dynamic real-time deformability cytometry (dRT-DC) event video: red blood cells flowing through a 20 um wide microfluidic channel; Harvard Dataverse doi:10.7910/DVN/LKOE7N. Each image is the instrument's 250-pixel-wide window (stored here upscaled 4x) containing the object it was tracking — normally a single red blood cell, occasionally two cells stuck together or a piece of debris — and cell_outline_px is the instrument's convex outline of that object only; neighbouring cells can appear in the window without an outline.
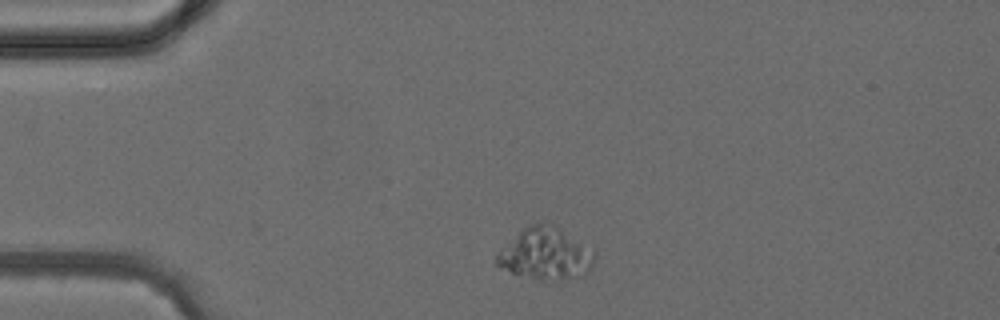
{"species": "common noctule bat (a hibernating species)", "species_latin": "Nyctalus noctula", "temperature_condition": "cold", "stored_images_in_passage": 2, "camera_frame_rate_fps": 3000, "um_per_image_px": 0.085, "animal": {"sex": "female", "body_mass_g": 24.6, "forearm_length_mm": 56.2}, "frame": {"image": 1, "passage_image": 1, "time_ms": 0.0, "image_size_px": [1000, 320], "cell_outline_px": [[596, 256], [588, 272], [580, 276], [532, 276], [512, 272], [500, 268], [492, 260], [500, 248], [524, 228], [532, 224], [556, 224], [596, 252]], "centroid_in_image_um": [46.35, 21.5], "position_along_channel_um": 38.7, "area_um2": 28.44}}
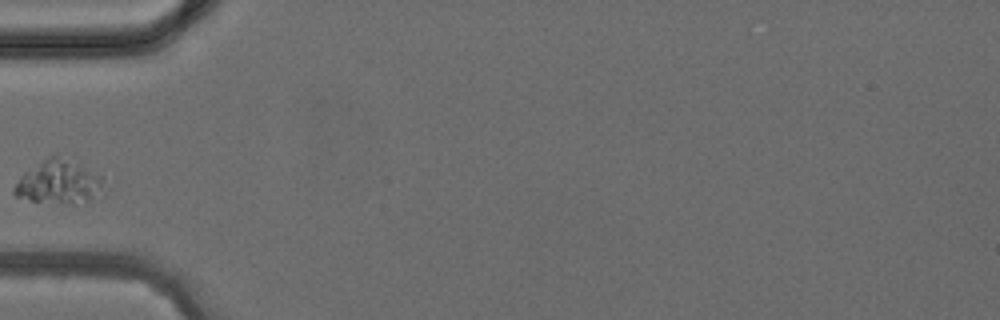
{"frame": {"image": 2, "passage_image": 2, "time_ms": 1.667, "image_size_px": [1000, 320], "cell_outline_px": [[104, 196], [72, 204], [32, 200], [16, 196], [12, 192], [12, 188], [24, 172], [48, 156], [56, 152], [100, 176]], "centroid_in_image_um": [4.98, 15.47], "position_along_channel_um": 80.0, "area_um2": 22.66}}